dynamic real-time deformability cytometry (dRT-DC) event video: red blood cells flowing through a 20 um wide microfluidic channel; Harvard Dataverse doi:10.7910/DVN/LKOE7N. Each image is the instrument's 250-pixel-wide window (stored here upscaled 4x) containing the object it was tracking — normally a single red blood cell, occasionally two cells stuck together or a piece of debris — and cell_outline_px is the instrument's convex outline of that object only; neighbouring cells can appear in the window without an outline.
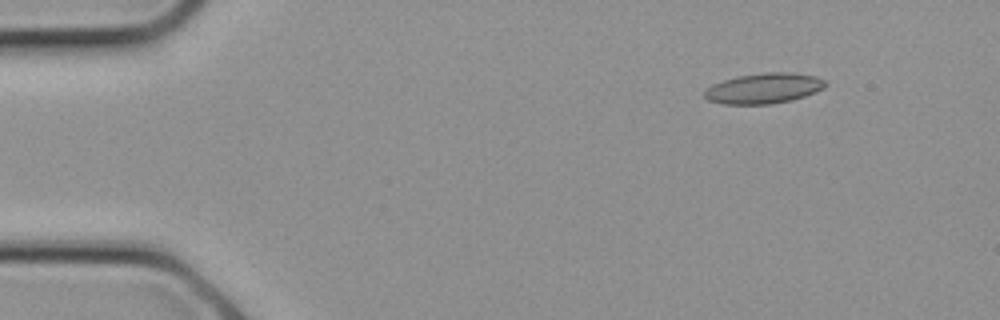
{"species": "common noctule bat (a hibernating species)", "species_latin": "Nyctalus noctula", "temperature_condition": "cold", "stored_images_in_passage": 9, "camera_frame_rate_fps": 3000, "um_per_image_px": 0.085, "animal": {"sex": "female", "body_mass_g": 21.9}, "frame": {"image": 1, "passage_image": 3, "time_ms": 0.667, "image_size_px": [1000, 320], "cell_outline_px": [[828, 84], [824, 88], [816, 92], [792, 100], [772, 104], [724, 104], [708, 100], [704, 96], [704, 92], [712, 84], [736, 76], [764, 72], [796, 72], [816, 76], [824, 80]], "centroid_in_image_um": [64.96, 7.5], "position_along_channel_um": 20.0, "area_um2": 21.62}}
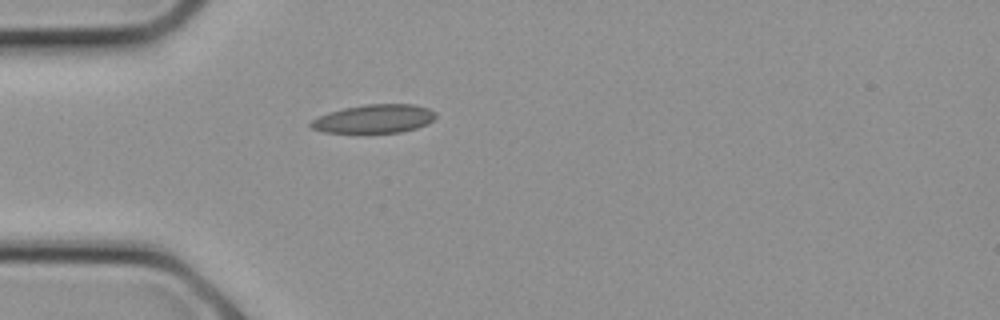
{"frame": {"image": 2, "passage_image": 7, "time_ms": 2.0, "image_size_px": [1000, 320], "cell_outline_px": [[436, 116], [428, 124], [416, 128], [400, 132], [324, 132], [312, 128], [308, 124], [312, 120], [328, 112], [344, 108], [364, 104], [412, 104], [428, 108], [436, 112]], "centroid_in_image_um": [31.82, 10.08], "position_along_channel_um": 53.2, "area_um2": 20.63}}
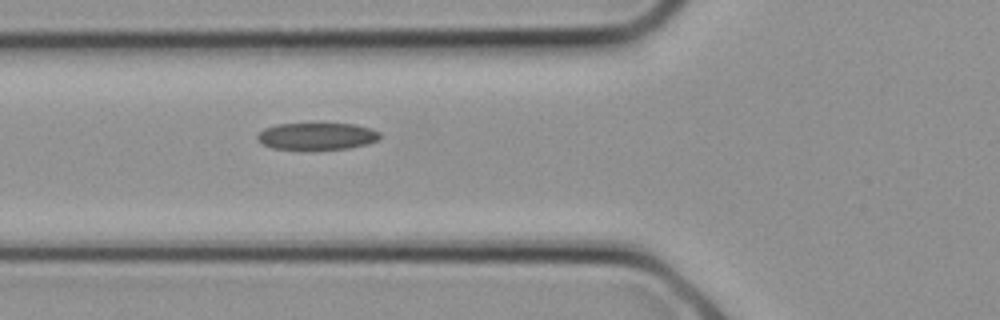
{"frame": {"image": 3, "passage_image": 9, "time_ms": 2.667, "image_size_px": [1000, 320], "cell_outline_px": [[380, 140], [368, 144], [352, 148], [312, 152], [300, 152], [272, 148], [260, 144], [256, 140], [256, 136], [264, 128], [276, 124], [356, 124], [372, 128], [380, 132]], "centroid_in_image_um": [26.92, 11.64], "position_along_channel_um": 98.9, "area_um2": 20.52}}